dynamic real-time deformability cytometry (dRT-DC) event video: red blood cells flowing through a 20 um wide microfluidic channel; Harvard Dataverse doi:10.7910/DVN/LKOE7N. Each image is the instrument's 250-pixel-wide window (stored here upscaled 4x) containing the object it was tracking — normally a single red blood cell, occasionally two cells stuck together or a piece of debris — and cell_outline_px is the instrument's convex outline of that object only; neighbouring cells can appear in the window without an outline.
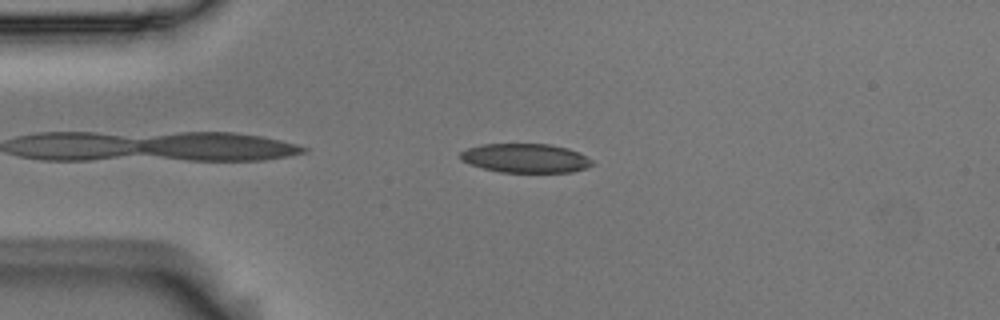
{"species": "Egyptian fruit bat (a non-hibernating species)", "species_latin": "Rousettus aegyptiacus", "temperature_condition": "room temperature", "stored_images_in_passage": 42, "camera_frame_rate_fps": 3000, "um_per_image_px": 0.085, "animal": {"sex": "male"}, "frame": {"image": 1, "passage_image": 4, "time_ms": 1.0, "image_size_px": [1000, 320], "cell_outline_px": [[592, 164], [584, 168], [572, 172], [500, 172], [484, 168], [460, 160], [460, 152], [468, 148], [480, 144], [552, 144], [568, 148], [580, 152], [592, 160]], "centroid_in_image_um": [44.67, 13.43], "position_along_channel_um": 40.3, "area_um2": 22.25}}
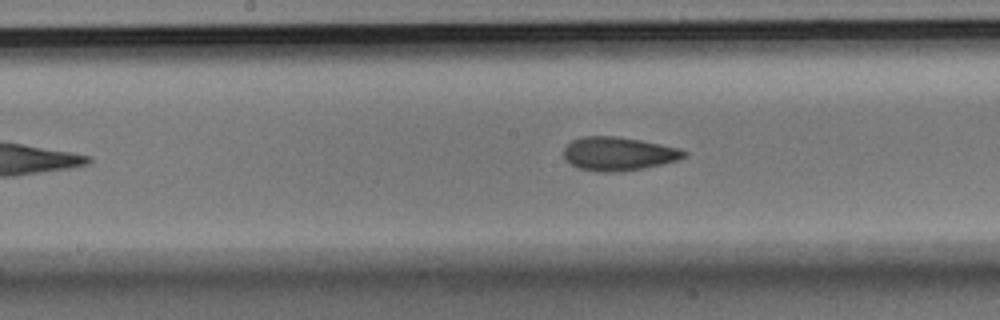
{"frame": {"image": 2, "passage_image": 19, "time_ms": 6.0, "image_size_px": [1000, 320], "cell_outline_px": [[688, 156], [680, 160], [644, 168], [620, 172], [596, 172], [576, 168], [564, 156], [564, 148], [572, 140], [580, 136], [616, 136], [640, 140], [680, 148], [688, 152]], "centroid_in_image_um": [52.6, 13.08], "position_along_channel_um": 195.6, "area_um2": 23.81}}
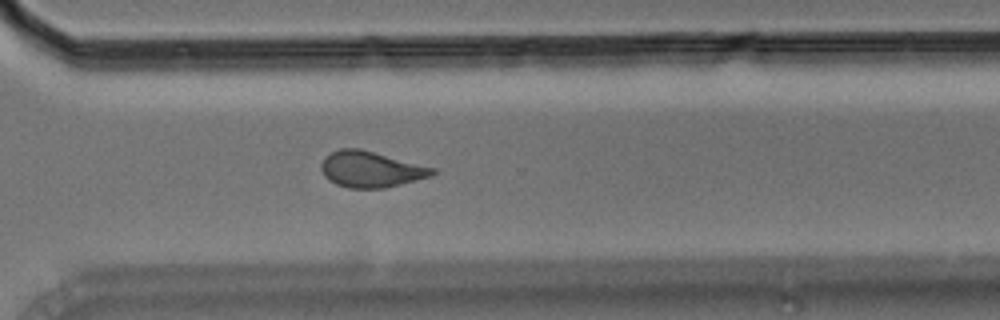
{"frame": {"image": 3, "passage_image": 31, "time_ms": 10.0, "image_size_px": [1000, 320], "cell_outline_px": [[436, 172], [432, 176], [384, 188], [348, 188], [336, 184], [328, 180], [324, 176], [320, 168], [320, 164], [324, 156], [340, 148], [360, 148], [436, 168]], "centroid_in_image_um": [31.49, 14.38], "position_along_channel_um": 339.1, "area_um2": 23.47}, "authors_computed_cell_mechanics": {"area_um2": 23.3801, "velocity_mm_per_s": 3.5978, "shape_relaxation_time_tau1_ms": 6.6337, "shape_relaxation_time_tau2_ms": 2.3639, "deformation_change_tau1": 0.1631, "deformation_change_tau2": 0.1022}}